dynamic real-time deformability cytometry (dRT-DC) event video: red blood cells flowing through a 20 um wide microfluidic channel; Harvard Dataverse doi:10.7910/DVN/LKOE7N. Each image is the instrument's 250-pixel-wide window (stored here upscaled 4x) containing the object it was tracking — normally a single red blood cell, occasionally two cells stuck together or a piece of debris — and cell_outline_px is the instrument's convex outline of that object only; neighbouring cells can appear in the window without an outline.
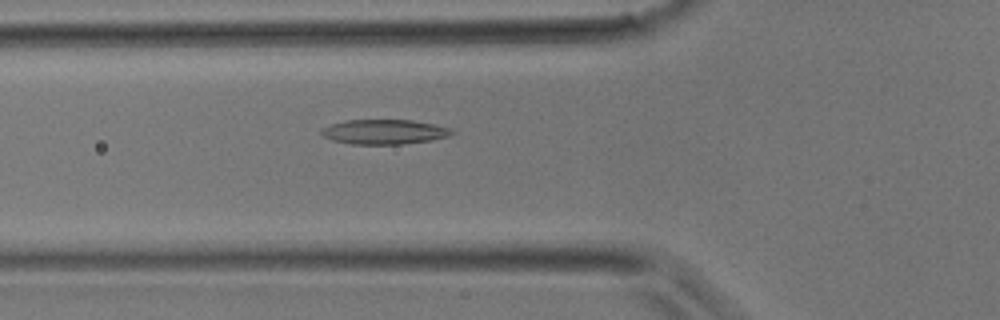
{"species": "common noctule bat (a hibernating species)", "species_latin": "Nyctalus noctula", "temperature_condition": "room temperature", "stored_images_in_passage": 30, "camera_frame_rate_fps": 3000, "um_per_image_px": 0.085, "animal": {"sex": "male", "body_mass_g": 17.9}, "frame": {"image": 1, "passage_image": 7, "time_ms": 2.0, "image_size_px": [1000, 320], "cell_outline_px": [[456, 132], [448, 136], [432, 140], [404, 144], [352, 144], [332, 140], [324, 136], [320, 132], [320, 128], [332, 124], [348, 120], [412, 120], [432, 124], [448, 128]], "centroid_in_image_um": [32.64, 11.21], "position_along_channel_um": 93.2, "area_um2": 18.67}}
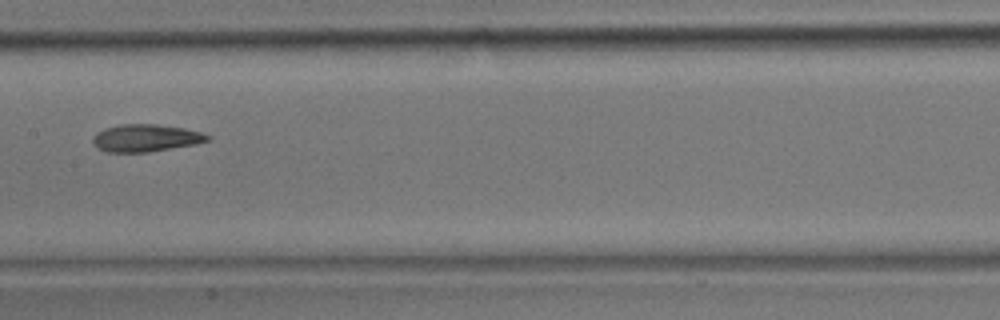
{"frame": {"image": 2, "passage_image": 13, "time_ms": 4.0, "image_size_px": [1000, 320], "cell_outline_px": [[212, 140], [196, 144], [148, 152], [108, 152], [96, 148], [92, 144], [92, 140], [96, 132], [104, 128], [120, 124], [156, 124], [184, 128], [200, 132], [212, 136]], "centroid_in_image_um": [12.38, 11.73], "position_along_channel_um": 195.0, "area_um2": 18.5}}
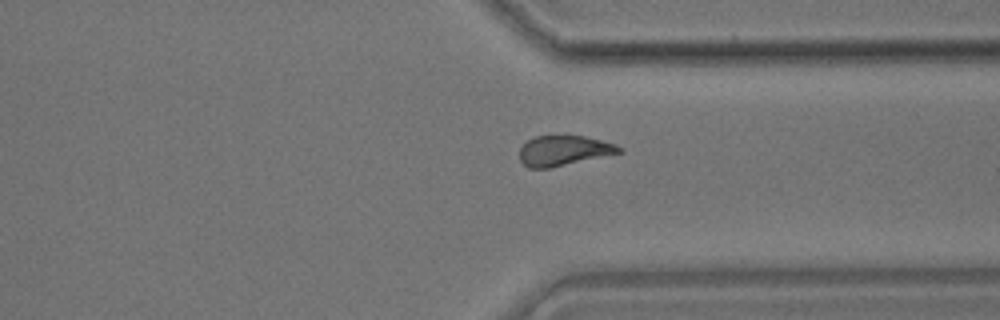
{"frame": {"image": 3, "passage_image": 23, "time_ms": 7.333, "image_size_px": [1000, 320], "cell_outline_px": [[624, 152], [548, 168], [528, 168], [520, 160], [520, 148], [528, 140], [536, 136], [584, 136], [616, 144], [624, 148]], "centroid_in_image_um": [47.95, 12.8], "position_along_channel_um": 363.5, "area_um2": 17.34}}